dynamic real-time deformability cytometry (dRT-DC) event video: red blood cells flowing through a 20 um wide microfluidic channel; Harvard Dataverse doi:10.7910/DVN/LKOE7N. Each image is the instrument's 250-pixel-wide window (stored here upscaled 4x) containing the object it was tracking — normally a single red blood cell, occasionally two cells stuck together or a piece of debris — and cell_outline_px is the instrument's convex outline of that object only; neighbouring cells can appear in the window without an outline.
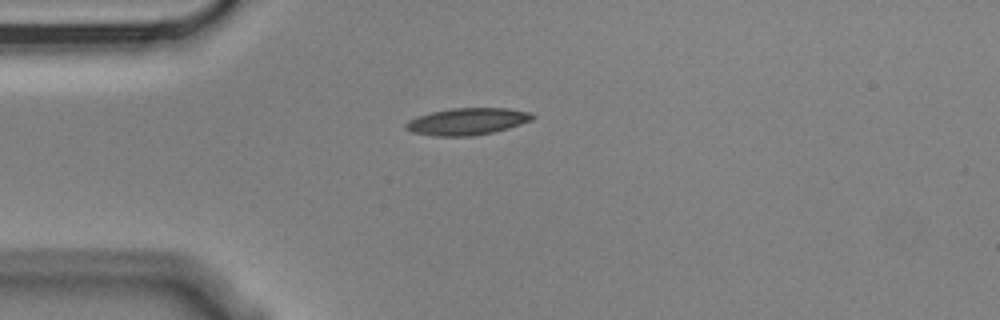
{"species": "Egyptian fruit bat (a non-hibernating species)", "species_latin": "Rousettus aegyptiacus", "temperature_condition": "cold", "stored_images_in_passage": 7, "camera_frame_rate_fps": 3000, "um_per_image_px": 0.085, "animal": {"sex": "male"}, "frame": {"image": 1, "passage_image": 1, "time_ms": 0.0, "image_size_px": [1000, 320], "cell_outline_px": [[536, 116], [532, 120], [508, 128], [492, 132], [472, 136], [436, 136], [412, 132], [404, 128], [404, 124], [408, 120], [432, 112], [452, 108], [504, 108], [532, 112]], "centroid_in_image_um": [39.72, 10.32], "position_along_channel_um": 45.3, "area_um2": 19.77}}
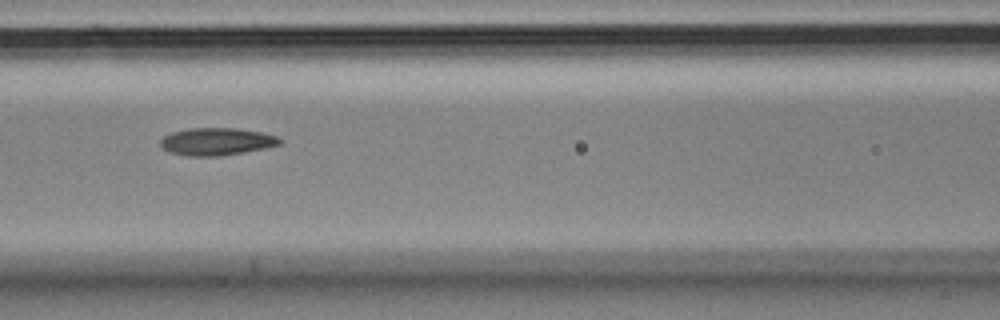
{"frame": {"image": 2, "passage_image": 4, "time_ms": 1.0, "image_size_px": [1000, 320], "cell_outline_px": [[284, 140], [280, 144], [264, 148], [244, 152], [220, 156], [188, 156], [168, 152], [160, 144], [160, 140], [164, 136], [172, 132], [188, 128], [236, 128], [264, 132], [276, 136]], "centroid_in_image_um": [18.42, 12.03], "position_along_channel_um": 148.2, "area_um2": 19.19}}
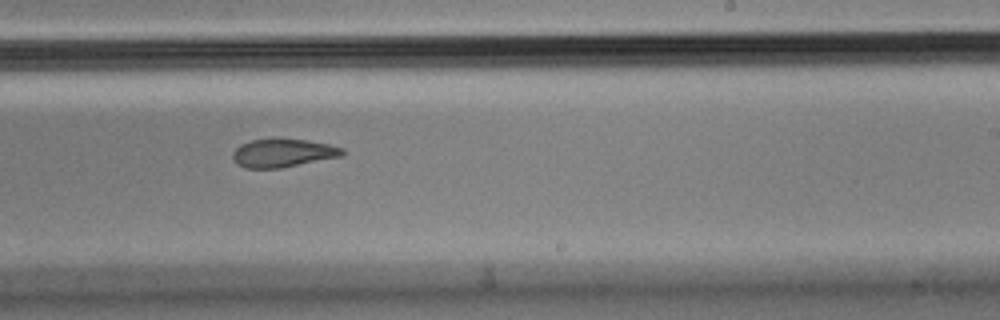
{"frame": {"image": 3, "passage_image": 7, "time_ms": 2.0, "image_size_px": [1000, 320], "cell_outline_px": [[344, 156], [280, 168], [244, 168], [236, 164], [232, 156], [232, 152], [240, 144], [252, 140], [308, 140], [328, 144], [344, 148]], "centroid_in_image_um": [24.06, 13.03], "position_along_channel_um": 264.9, "area_um2": 17.92}}